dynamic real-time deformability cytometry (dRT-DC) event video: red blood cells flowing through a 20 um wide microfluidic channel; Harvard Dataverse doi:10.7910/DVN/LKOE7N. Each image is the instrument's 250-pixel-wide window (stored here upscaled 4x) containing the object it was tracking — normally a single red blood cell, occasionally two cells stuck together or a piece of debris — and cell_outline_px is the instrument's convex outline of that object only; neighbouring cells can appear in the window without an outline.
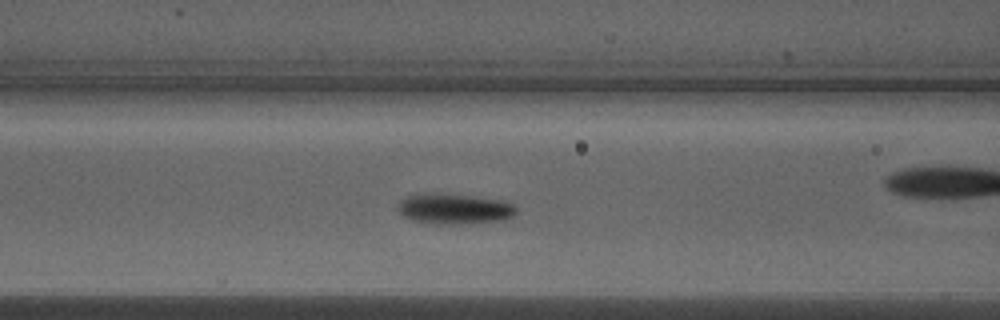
{"species": "Egyptian fruit bat (a non-hibernating species)", "species_latin": "Rousettus aegyptiacus", "temperature_condition": "warm", "stored_images_in_passage": 44, "camera_frame_rate_fps": 3000, "um_per_image_px": 0.085, "animal": {"sex": "male"}, "frame": {"image": 1, "passage_image": 13, "time_ms": 4.0, "image_size_px": [1000, 320], "cell_outline_px": [[516, 212], [512, 216], [504, 220], [472, 224], [440, 224], [412, 220], [404, 216], [396, 208], [396, 204], [400, 200], [408, 196], [420, 192], [448, 192], [508, 200], [516, 208]], "centroid_in_image_um": [38.63, 17.71], "position_along_channel_um": 128.0, "area_um2": 21.96}, "authors_computed_cell_mechanics": {"area_um2": 19.4497, "velocity_mm_per_s": 3.9899, "shape_relaxation_time_tau1_ms": 2.2633, "shape_relaxation_time_tau2_ms": null, "deformation_change_tau1": 0.1228, "deformation_change_tau2": null}}